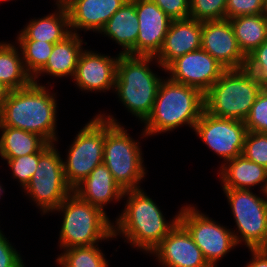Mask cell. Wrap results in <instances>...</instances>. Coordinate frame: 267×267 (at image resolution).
<instances>
[{
	"instance_id": "cb8c5ba5",
	"label": "cell",
	"mask_w": 267,
	"mask_h": 267,
	"mask_svg": "<svg viewBox=\"0 0 267 267\" xmlns=\"http://www.w3.org/2000/svg\"><path fill=\"white\" fill-rule=\"evenodd\" d=\"M70 34L67 8L57 7L55 13L31 19L19 32L16 40H36L55 44L63 41Z\"/></svg>"
},
{
	"instance_id": "52a82bcc",
	"label": "cell",
	"mask_w": 267,
	"mask_h": 267,
	"mask_svg": "<svg viewBox=\"0 0 267 267\" xmlns=\"http://www.w3.org/2000/svg\"><path fill=\"white\" fill-rule=\"evenodd\" d=\"M98 115L105 120L103 163L124 191L139 189L146 175L140 142L111 114Z\"/></svg>"
},
{
	"instance_id": "74e56055",
	"label": "cell",
	"mask_w": 267,
	"mask_h": 267,
	"mask_svg": "<svg viewBox=\"0 0 267 267\" xmlns=\"http://www.w3.org/2000/svg\"><path fill=\"white\" fill-rule=\"evenodd\" d=\"M252 254L245 267H267V248L249 249Z\"/></svg>"
},
{
	"instance_id": "f35d334b",
	"label": "cell",
	"mask_w": 267,
	"mask_h": 267,
	"mask_svg": "<svg viewBox=\"0 0 267 267\" xmlns=\"http://www.w3.org/2000/svg\"><path fill=\"white\" fill-rule=\"evenodd\" d=\"M10 92L11 90L0 81V109L7 100Z\"/></svg>"
},
{
	"instance_id": "836d02e7",
	"label": "cell",
	"mask_w": 267,
	"mask_h": 267,
	"mask_svg": "<svg viewBox=\"0 0 267 267\" xmlns=\"http://www.w3.org/2000/svg\"><path fill=\"white\" fill-rule=\"evenodd\" d=\"M245 68L267 87V40L246 56Z\"/></svg>"
},
{
	"instance_id": "ba28073f",
	"label": "cell",
	"mask_w": 267,
	"mask_h": 267,
	"mask_svg": "<svg viewBox=\"0 0 267 267\" xmlns=\"http://www.w3.org/2000/svg\"><path fill=\"white\" fill-rule=\"evenodd\" d=\"M53 144L39 151L37 169L23 191L43 214L53 212L73 191L64 177L63 158Z\"/></svg>"
},
{
	"instance_id": "4fadbf2b",
	"label": "cell",
	"mask_w": 267,
	"mask_h": 267,
	"mask_svg": "<svg viewBox=\"0 0 267 267\" xmlns=\"http://www.w3.org/2000/svg\"><path fill=\"white\" fill-rule=\"evenodd\" d=\"M165 69L171 81L195 87L203 94L226 70L202 48L177 57Z\"/></svg>"
},
{
	"instance_id": "1f68e13d",
	"label": "cell",
	"mask_w": 267,
	"mask_h": 267,
	"mask_svg": "<svg viewBox=\"0 0 267 267\" xmlns=\"http://www.w3.org/2000/svg\"><path fill=\"white\" fill-rule=\"evenodd\" d=\"M3 160L7 161L8 166L12 170L13 178L18 179V183L24 189L37 169L39 152Z\"/></svg>"
},
{
	"instance_id": "44dd1931",
	"label": "cell",
	"mask_w": 267,
	"mask_h": 267,
	"mask_svg": "<svg viewBox=\"0 0 267 267\" xmlns=\"http://www.w3.org/2000/svg\"><path fill=\"white\" fill-rule=\"evenodd\" d=\"M220 168L218 174L222 188L252 190L253 186L261 184L260 193H265L267 188L266 167L240 155L222 163Z\"/></svg>"
},
{
	"instance_id": "e575fe53",
	"label": "cell",
	"mask_w": 267,
	"mask_h": 267,
	"mask_svg": "<svg viewBox=\"0 0 267 267\" xmlns=\"http://www.w3.org/2000/svg\"><path fill=\"white\" fill-rule=\"evenodd\" d=\"M265 0H227L225 19L263 13Z\"/></svg>"
},
{
	"instance_id": "7a4b0ae2",
	"label": "cell",
	"mask_w": 267,
	"mask_h": 267,
	"mask_svg": "<svg viewBox=\"0 0 267 267\" xmlns=\"http://www.w3.org/2000/svg\"><path fill=\"white\" fill-rule=\"evenodd\" d=\"M40 83L11 91L0 109V126H9L38 134L48 143L58 141L55 94Z\"/></svg>"
},
{
	"instance_id": "f546056e",
	"label": "cell",
	"mask_w": 267,
	"mask_h": 267,
	"mask_svg": "<svg viewBox=\"0 0 267 267\" xmlns=\"http://www.w3.org/2000/svg\"><path fill=\"white\" fill-rule=\"evenodd\" d=\"M227 0H190L189 18L197 21L225 19Z\"/></svg>"
},
{
	"instance_id": "d6986e66",
	"label": "cell",
	"mask_w": 267,
	"mask_h": 267,
	"mask_svg": "<svg viewBox=\"0 0 267 267\" xmlns=\"http://www.w3.org/2000/svg\"><path fill=\"white\" fill-rule=\"evenodd\" d=\"M127 0H72L67 7L71 33L93 31L99 33L112 15Z\"/></svg>"
},
{
	"instance_id": "ac0fdd59",
	"label": "cell",
	"mask_w": 267,
	"mask_h": 267,
	"mask_svg": "<svg viewBox=\"0 0 267 267\" xmlns=\"http://www.w3.org/2000/svg\"><path fill=\"white\" fill-rule=\"evenodd\" d=\"M202 22L192 18L172 20L159 53L158 63L166 68L177 57L201 48Z\"/></svg>"
},
{
	"instance_id": "5b68a950",
	"label": "cell",
	"mask_w": 267,
	"mask_h": 267,
	"mask_svg": "<svg viewBox=\"0 0 267 267\" xmlns=\"http://www.w3.org/2000/svg\"><path fill=\"white\" fill-rule=\"evenodd\" d=\"M63 213L59 232V246L66 250L72 247L97 245L113 237L114 222L107 213L83 199L73 191L53 211Z\"/></svg>"
},
{
	"instance_id": "d590c367",
	"label": "cell",
	"mask_w": 267,
	"mask_h": 267,
	"mask_svg": "<svg viewBox=\"0 0 267 267\" xmlns=\"http://www.w3.org/2000/svg\"><path fill=\"white\" fill-rule=\"evenodd\" d=\"M172 20L186 19L190 15V0H151Z\"/></svg>"
},
{
	"instance_id": "277c9868",
	"label": "cell",
	"mask_w": 267,
	"mask_h": 267,
	"mask_svg": "<svg viewBox=\"0 0 267 267\" xmlns=\"http://www.w3.org/2000/svg\"><path fill=\"white\" fill-rule=\"evenodd\" d=\"M151 62L166 70L154 56L120 54L117 63L114 92L128 112L136 116L140 123H144L150 116L164 79L150 69Z\"/></svg>"
},
{
	"instance_id": "5bb4252c",
	"label": "cell",
	"mask_w": 267,
	"mask_h": 267,
	"mask_svg": "<svg viewBox=\"0 0 267 267\" xmlns=\"http://www.w3.org/2000/svg\"><path fill=\"white\" fill-rule=\"evenodd\" d=\"M201 48L226 70L245 68L246 56L237 44L229 19L202 22Z\"/></svg>"
},
{
	"instance_id": "603a6c76",
	"label": "cell",
	"mask_w": 267,
	"mask_h": 267,
	"mask_svg": "<svg viewBox=\"0 0 267 267\" xmlns=\"http://www.w3.org/2000/svg\"><path fill=\"white\" fill-rule=\"evenodd\" d=\"M79 35L71 33L63 41L54 44L46 65L32 78L34 83L37 84L39 76L43 74L74 78L79 56L84 50L82 45L85 43Z\"/></svg>"
},
{
	"instance_id": "6da1fadb",
	"label": "cell",
	"mask_w": 267,
	"mask_h": 267,
	"mask_svg": "<svg viewBox=\"0 0 267 267\" xmlns=\"http://www.w3.org/2000/svg\"><path fill=\"white\" fill-rule=\"evenodd\" d=\"M127 197V198H126ZM125 208L113 225V237L122 235L131 247L151 253L179 222V211L169 222L143 189L124 191Z\"/></svg>"
},
{
	"instance_id": "8d00e7d4",
	"label": "cell",
	"mask_w": 267,
	"mask_h": 267,
	"mask_svg": "<svg viewBox=\"0 0 267 267\" xmlns=\"http://www.w3.org/2000/svg\"><path fill=\"white\" fill-rule=\"evenodd\" d=\"M25 266L23 259L9 242L2 231H0V267H23Z\"/></svg>"
},
{
	"instance_id": "f1b7e54d",
	"label": "cell",
	"mask_w": 267,
	"mask_h": 267,
	"mask_svg": "<svg viewBox=\"0 0 267 267\" xmlns=\"http://www.w3.org/2000/svg\"><path fill=\"white\" fill-rule=\"evenodd\" d=\"M15 43L20 48L25 70L33 78L46 65L54 44L36 40H17Z\"/></svg>"
},
{
	"instance_id": "484cf974",
	"label": "cell",
	"mask_w": 267,
	"mask_h": 267,
	"mask_svg": "<svg viewBox=\"0 0 267 267\" xmlns=\"http://www.w3.org/2000/svg\"><path fill=\"white\" fill-rule=\"evenodd\" d=\"M19 50L12 43L0 42V81L11 91L28 87L33 82Z\"/></svg>"
},
{
	"instance_id": "ffe728a7",
	"label": "cell",
	"mask_w": 267,
	"mask_h": 267,
	"mask_svg": "<svg viewBox=\"0 0 267 267\" xmlns=\"http://www.w3.org/2000/svg\"><path fill=\"white\" fill-rule=\"evenodd\" d=\"M73 192L103 211L111 201L122 200L124 194V190L115 182L113 175L104 163L98 165L73 189Z\"/></svg>"
},
{
	"instance_id": "2e32d148",
	"label": "cell",
	"mask_w": 267,
	"mask_h": 267,
	"mask_svg": "<svg viewBox=\"0 0 267 267\" xmlns=\"http://www.w3.org/2000/svg\"><path fill=\"white\" fill-rule=\"evenodd\" d=\"M150 254L155 255L163 267H211L179 222Z\"/></svg>"
},
{
	"instance_id": "d4e9b609",
	"label": "cell",
	"mask_w": 267,
	"mask_h": 267,
	"mask_svg": "<svg viewBox=\"0 0 267 267\" xmlns=\"http://www.w3.org/2000/svg\"><path fill=\"white\" fill-rule=\"evenodd\" d=\"M0 157L12 159L39 152L48 142L38 134L0 126Z\"/></svg>"
},
{
	"instance_id": "d6a6232c",
	"label": "cell",
	"mask_w": 267,
	"mask_h": 267,
	"mask_svg": "<svg viewBox=\"0 0 267 267\" xmlns=\"http://www.w3.org/2000/svg\"><path fill=\"white\" fill-rule=\"evenodd\" d=\"M244 122L248 131L267 134V87L259 92Z\"/></svg>"
},
{
	"instance_id": "4316f807",
	"label": "cell",
	"mask_w": 267,
	"mask_h": 267,
	"mask_svg": "<svg viewBox=\"0 0 267 267\" xmlns=\"http://www.w3.org/2000/svg\"><path fill=\"white\" fill-rule=\"evenodd\" d=\"M229 21L245 56L267 40V20L262 14L239 16Z\"/></svg>"
},
{
	"instance_id": "e0dca14e",
	"label": "cell",
	"mask_w": 267,
	"mask_h": 267,
	"mask_svg": "<svg viewBox=\"0 0 267 267\" xmlns=\"http://www.w3.org/2000/svg\"><path fill=\"white\" fill-rule=\"evenodd\" d=\"M139 34L136 55L156 56L162 48L172 19L151 0H136Z\"/></svg>"
},
{
	"instance_id": "8992f818",
	"label": "cell",
	"mask_w": 267,
	"mask_h": 267,
	"mask_svg": "<svg viewBox=\"0 0 267 267\" xmlns=\"http://www.w3.org/2000/svg\"><path fill=\"white\" fill-rule=\"evenodd\" d=\"M262 83L246 68L225 70L204 94L205 111L218 118L245 121Z\"/></svg>"
},
{
	"instance_id": "b9f144b4",
	"label": "cell",
	"mask_w": 267,
	"mask_h": 267,
	"mask_svg": "<svg viewBox=\"0 0 267 267\" xmlns=\"http://www.w3.org/2000/svg\"><path fill=\"white\" fill-rule=\"evenodd\" d=\"M2 193H4V189H3L2 185L0 184V197L3 195Z\"/></svg>"
},
{
	"instance_id": "83f0119b",
	"label": "cell",
	"mask_w": 267,
	"mask_h": 267,
	"mask_svg": "<svg viewBox=\"0 0 267 267\" xmlns=\"http://www.w3.org/2000/svg\"><path fill=\"white\" fill-rule=\"evenodd\" d=\"M60 267H108L104 253L97 245L72 247L58 255Z\"/></svg>"
},
{
	"instance_id": "4dcf8cb0",
	"label": "cell",
	"mask_w": 267,
	"mask_h": 267,
	"mask_svg": "<svg viewBox=\"0 0 267 267\" xmlns=\"http://www.w3.org/2000/svg\"><path fill=\"white\" fill-rule=\"evenodd\" d=\"M242 155L267 168V134L248 131Z\"/></svg>"
},
{
	"instance_id": "9c48e42d",
	"label": "cell",
	"mask_w": 267,
	"mask_h": 267,
	"mask_svg": "<svg viewBox=\"0 0 267 267\" xmlns=\"http://www.w3.org/2000/svg\"><path fill=\"white\" fill-rule=\"evenodd\" d=\"M222 190L237 226V232L232 230L236 244L243 241L248 249L267 248V197L245 189Z\"/></svg>"
},
{
	"instance_id": "7402d4cb",
	"label": "cell",
	"mask_w": 267,
	"mask_h": 267,
	"mask_svg": "<svg viewBox=\"0 0 267 267\" xmlns=\"http://www.w3.org/2000/svg\"><path fill=\"white\" fill-rule=\"evenodd\" d=\"M136 0H127L100 30L123 48L120 54L136 55V40L139 34Z\"/></svg>"
},
{
	"instance_id": "ab89813d",
	"label": "cell",
	"mask_w": 267,
	"mask_h": 267,
	"mask_svg": "<svg viewBox=\"0 0 267 267\" xmlns=\"http://www.w3.org/2000/svg\"><path fill=\"white\" fill-rule=\"evenodd\" d=\"M55 1H56V7L67 8L72 0H55Z\"/></svg>"
},
{
	"instance_id": "9a60e30c",
	"label": "cell",
	"mask_w": 267,
	"mask_h": 267,
	"mask_svg": "<svg viewBox=\"0 0 267 267\" xmlns=\"http://www.w3.org/2000/svg\"><path fill=\"white\" fill-rule=\"evenodd\" d=\"M117 57L84 49L78 59L74 82L82 91L107 92L114 90L117 74Z\"/></svg>"
},
{
	"instance_id": "7c38bea8",
	"label": "cell",
	"mask_w": 267,
	"mask_h": 267,
	"mask_svg": "<svg viewBox=\"0 0 267 267\" xmlns=\"http://www.w3.org/2000/svg\"><path fill=\"white\" fill-rule=\"evenodd\" d=\"M193 131L224 163L242 155L248 132L244 121L218 118L205 110Z\"/></svg>"
},
{
	"instance_id": "3957f363",
	"label": "cell",
	"mask_w": 267,
	"mask_h": 267,
	"mask_svg": "<svg viewBox=\"0 0 267 267\" xmlns=\"http://www.w3.org/2000/svg\"><path fill=\"white\" fill-rule=\"evenodd\" d=\"M205 110L204 94L197 88L164 78L160 84L153 110L144 122L143 136L173 131L195 124Z\"/></svg>"
},
{
	"instance_id": "8fae6325",
	"label": "cell",
	"mask_w": 267,
	"mask_h": 267,
	"mask_svg": "<svg viewBox=\"0 0 267 267\" xmlns=\"http://www.w3.org/2000/svg\"><path fill=\"white\" fill-rule=\"evenodd\" d=\"M179 223L188 231L211 267H217L220 258L237 246L232 229L218 224L191 204L179 209Z\"/></svg>"
},
{
	"instance_id": "30bf717a",
	"label": "cell",
	"mask_w": 267,
	"mask_h": 267,
	"mask_svg": "<svg viewBox=\"0 0 267 267\" xmlns=\"http://www.w3.org/2000/svg\"><path fill=\"white\" fill-rule=\"evenodd\" d=\"M105 120L98 114L78 132L63 161L64 177L74 189L103 163Z\"/></svg>"
},
{
	"instance_id": "60d3db41",
	"label": "cell",
	"mask_w": 267,
	"mask_h": 267,
	"mask_svg": "<svg viewBox=\"0 0 267 267\" xmlns=\"http://www.w3.org/2000/svg\"><path fill=\"white\" fill-rule=\"evenodd\" d=\"M263 17L267 20V0H265L264 6H263Z\"/></svg>"
},
{
	"instance_id": "7bdbcfd3",
	"label": "cell",
	"mask_w": 267,
	"mask_h": 267,
	"mask_svg": "<svg viewBox=\"0 0 267 267\" xmlns=\"http://www.w3.org/2000/svg\"><path fill=\"white\" fill-rule=\"evenodd\" d=\"M266 196L267 197V188L265 190V193H263V197Z\"/></svg>"
}]
</instances>
